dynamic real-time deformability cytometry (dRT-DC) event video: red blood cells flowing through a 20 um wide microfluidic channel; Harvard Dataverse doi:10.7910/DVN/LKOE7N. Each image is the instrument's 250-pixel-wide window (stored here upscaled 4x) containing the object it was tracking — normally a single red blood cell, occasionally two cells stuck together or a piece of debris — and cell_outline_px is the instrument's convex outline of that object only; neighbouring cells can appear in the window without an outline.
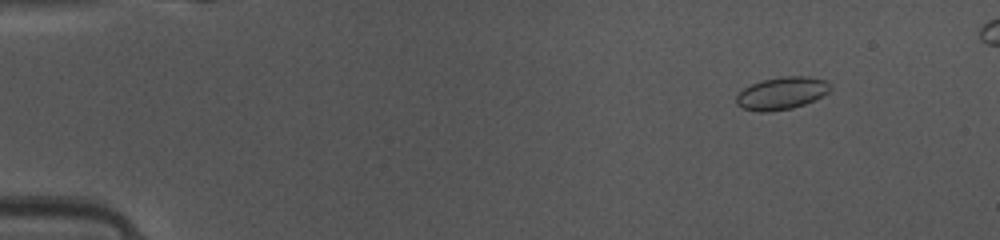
{"species": "common noctule bat (a hibernating species)", "species_latin": "Nyctalus noctula", "temperature_condition": "warm", "stored_images_in_passage": 48, "camera_frame_rate_fps": 3000, "um_per_image_px": 0.085, "animal": {"sex": "female", "body_mass_g": 10.0, "forearm_length_mm": 53.1}, "frame": {"image": 1, "passage_image": 6, "time_ms": 1.667, "image_size_px": [1000, 240], "cell_outline_px": [[832, 88], [828, 92], [804, 104], [792, 108], [768, 112], [756, 112], [744, 108], [736, 104], [736, 96], [744, 88], [752, 84], [764, 80], [784, 76], [808, 76], [828, 80]], "centroid_in_image_um": [66.45, 7.92], "position_along_channel_um": 18.5, "area_um2": 17.69}}
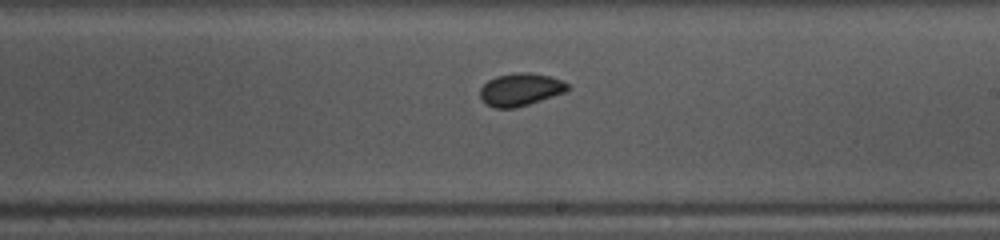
{"frame": {"image": 2, "passage_image": 29, "time_ms": 9.333, "image_size_px": [1000, 240], "cell_outline_px": [[568, 92], [516, 108], [492, 108], [484, 104], [480, 96], [480, 88], [488, 80], [496, 76], [516, 72], [528, 72], [548, 76], [560, 80], [568, 84]], "centroid_in_image_um": [44.21, 7.62], "position_along_channel_um": 244.8, "area_um2": 16.82}}
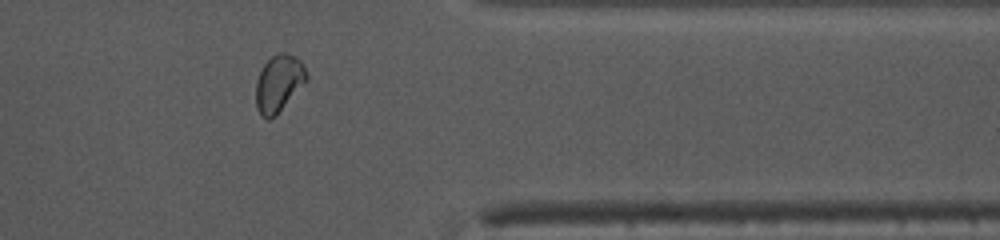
{"frame": {"image": 3, "passage_image": 40, "time_ms": 13.0, "image_size_px": [1000, 240], "cell_outline_px": [[308, 80], [276, 116], [268, 120], [260, 116], [256, 108], [256, 80], [264, 64], [272, 56], [280, 52], [288, 52], [300, 60], [308, 76]], "centroid_in_image_um": [23.69, 7.11], "position_along_channel_um": 387.7, "area_um2": 16.99}}